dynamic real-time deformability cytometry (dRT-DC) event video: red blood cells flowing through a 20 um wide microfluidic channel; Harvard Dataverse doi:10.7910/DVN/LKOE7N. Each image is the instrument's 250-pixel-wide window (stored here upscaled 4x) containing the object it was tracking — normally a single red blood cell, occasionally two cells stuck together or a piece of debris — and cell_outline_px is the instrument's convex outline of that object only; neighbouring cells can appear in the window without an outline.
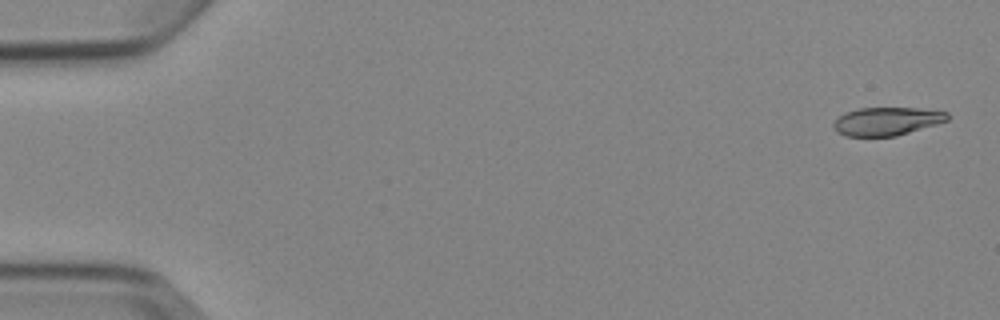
{"species": "Egyptian fruit bat (a non-hibernating species)", "species_latin": "Rousettus aegyptiacus", "temperature_condition": "cold", "stored_images_in_passage": 6, "camera_frame_rate_fps": 3000, "um_per_image_px": 0.085, "animal": {"sex": "female"}, "frame": {"image": 1, "passage_image": 1, "time_ms": 0.0, "image_size_px": [1000, 320], "cell_outline_px": [[948, 120], [936, 124], [896, 136], [844, 136], [836, 132], [832, 124], [844, 112], [860, 108], [916, 108], [948, 112]], "centroid_in_image_um": [75.34, 10.31], "position_along_channel_um": 9.7, "area_um2": 18.61}}
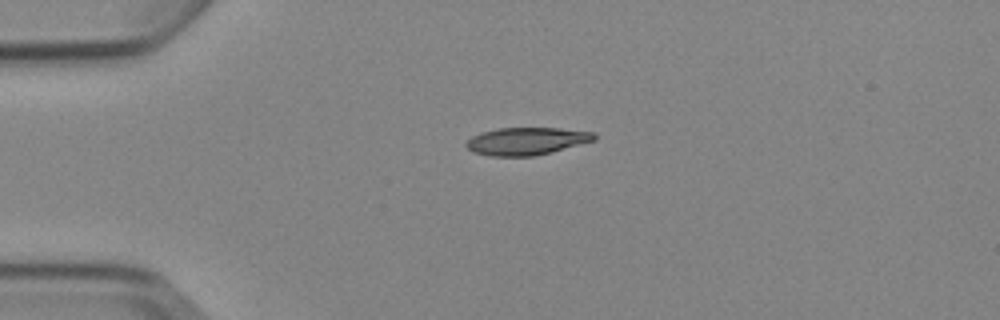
{"frame": {"image": 2, "passage_image": 4, "time_ms": 3.667, "image_size_px": [1000, 320], "cell_outline_px": [[596, 140], [552, 152], [536, 156], [492, 156], [472, 152], [464, 144], [472, 136], [480, 132], [500, 128], [560, 128], [592, 132], [596, 136]], "centroid_in_image_um": [44.74, 12.0], "position_along_channel_um": 40.3, "area_um2": 20.58}}
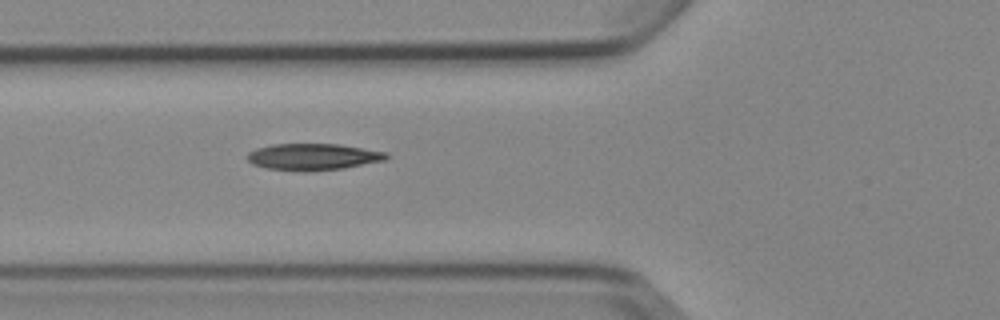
{"frame": {"image": 3, "passage_image": 6, "time_ms": 6.0, "image_size_px": [1000, 320], "cell_outline_px": [[388, 156], [384, 160], [344, 168], [308, 172], [304, 172], [268, 168], [252, 164], [248, 160], [248, 152], [256, 148], [272, 144], [340, 144], [388, 152]], "centroid_in_image_um": [26.61, 13.33], "position_along_channel_um": 99.2, "area_um2": 21.62}}